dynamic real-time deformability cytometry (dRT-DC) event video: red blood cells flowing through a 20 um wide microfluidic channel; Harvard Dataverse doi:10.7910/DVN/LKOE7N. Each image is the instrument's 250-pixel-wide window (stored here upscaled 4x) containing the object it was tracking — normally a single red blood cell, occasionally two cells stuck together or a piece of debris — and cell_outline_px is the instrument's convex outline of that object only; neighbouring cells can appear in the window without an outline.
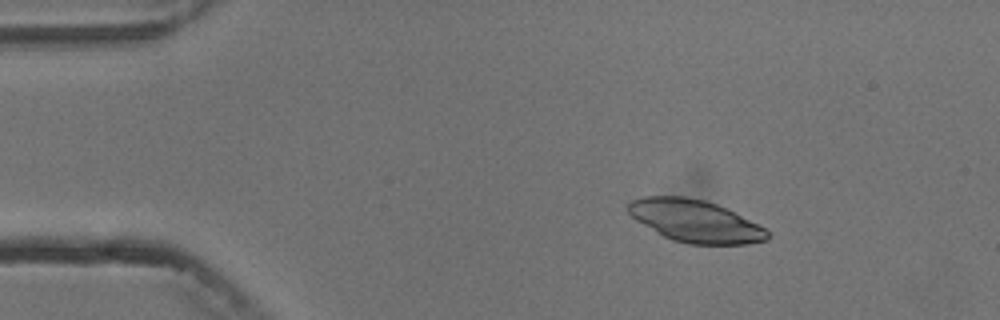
{"species": "common noctule bat (a hibernating species)", "species_latin": "Nyctalus noctula", "temperature_condition": "cold", "stored_images_in_passage": 3, "camera_frame_rate_fps": 3000, "um_per_image_px": 0.085, "animal": {"sex": "male", "body_mass_g": 13.3}, "frame": {"image": 1, "passage_image": 1, "time_ms": 0.0, "image_size_px": [1000, 320], "cell_outline_px": [[772, 236], [768, 240], [748, 244], [688, 244], [672, 240], [656, 232], [636, 220], [628, 212], [628, 204], [632, 200], [644, 196], [684, 196], [704, 200], [716, 204], [764, 228]], "centroid_in_image_um": [59.07, 18.8], "position_along_channel_um": 25.9, "area_um2": 33.93}}